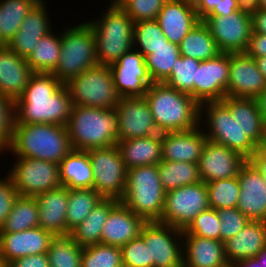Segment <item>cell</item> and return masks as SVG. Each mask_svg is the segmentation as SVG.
<instances>
[{"label": "cell", "mask_w": 266, "mask_h": 267, "mask_svg": "<svg viewBox=\"0 0 266 267\" xmlns=\"http://www.w3.org/2000/svg\"><path fill=\"white\" fill-rule=\"evenodd\" d=\"M73 107L65 84L52 73H34L15 101V124L65 126Z\"/></svg>", "instance_id": "cell-1"}, {"label": "cell", "mask_w": 266, "mask_h": 267, "mask_svg": "<svg viewBox=\"0 0 266 267\" xmlns=\"http://www.w3.org/2000/svg\"><path fill=\"white\" fill-rule=\"evenodd\" d=\"M144 98L159 133L196 129L202 123L200 105L189 94L164 82L152 83Z\"/></svg>", "instance_id": "cell-2"}, {"label": "cell", "mask_w": 266, "mask_h": 267, "mask_svg": "<svg viewBox=\"0 0 266 267\" xmlns=\"http://www.w3.org/2000/svg\"><path fill=\"white\" fill-rule=\"evenodd\" d=\"M18 157L57 163L72 150L66 126L53 124H14L11 145L7 148Z\"/></svg>", "instance_id": "cell-3"}, {"label": "cell", "mask_w": 266, "mask_h": 267, "mask_svg": "<svg viewBox=\"0 0 266 267\" xmlns=\"http://www.w3.org/2000/svg\"><path fill=\"white\" fill-rule=\"evenodd\" d=\"M65 126L74 150L106 148L118 142L116 108L73 105Z\"/></svg>", "instance_id": "cell-4"}, {"label": "cell", "mask_w": 266, "mask_h": 267, "mask_svg": "<svg viewBox=\"0 0 266 267\" xmlns=\"http://www.w3.org/2000/svg\"><path fill=\"white\" fill-rule=\"evenodd\" d=\"M165 194L158 164L140 166L127 170L125 192L120 201L146 222L162 223Z\"/></svg>", "instance_id": "cell-5"}, {"label": "cell", "mask_w": 266, "mask_h": 267, "mask_svg": "<svg viewBox=\"0 0 266 267\" xmlns=\"http://www.w3.org/2000/svg\"><path fill=\"white\" fill-rule=\"evenodd\" d=\"M95 37L99 65H112L124 53L132 50L134 21L123 8L109 6L100 20L87 22Z\"/></svg>", "instance_id": "cell-6"}, {"label": "cell", "mask_w": 266, "mask_h": 267, "mask_svg": "<svg viewBox=\"0 0 266 267\" xmlns=\"http://www.w3.org/2000/svg\"><path fill=\"white\" fill-rule=\"evenodd\" d=\"M61 34L60 60L52 74L63 84L98 65L95 37L86 22L65 28Z\"/></svg>", "instance_id": "cell-7"}, {"label": "cell", "mask_w": 266, "mask_h": 267, "mask_svg": "<svg viewBox=\"0 0 266 267\" xmlns=\"http://www.w3.org/2000/svg\"><path fill=\"white\" fill-rule=\"evenodd\" d=\"M74 106L116 108L118 93L108 65H96L70 79L66 84Z\"/></svg>", "instance_id": "cell-8"}, {"label": "cell", "mask_w": 266, "mask_h": 267, "mask_svg": "<svg viewBox=\"0 0 266 267\" xmlns=\"http://www.w3.org/2000/svg\"><path fill=\"white\" fill-rule=\"evenodd\" d=\"M204 110L209 126V132L204 130L207 140L225 145L249 160L258 146L244 134L228 107L222 101L205 102L200 105V118Z\"/></svg>", "instance_id": "cell-9"}, {"label": "cell", "mask_w": 266, "mask_h": 267, "mask_svg": "<svg viewBox=\"0 0 266 267\" xmlns=\"http://www.w3.org/2000/svg\"><path fill=\"white\" fill-rule=\"evenodd\" d=\"M93 171V189L103 198L121 200L124 196L127 168L116 145L86 150Z\"/></svg>", "instance_id": "cell-10"}, {"label": "cell", "mask_w": 266, "mask_h": 267, "mask_svg": "<svg viewBox=\"0 0 266 267\" xmlns=\"http://www.w3.org/2000/svg\"><path fill=\"white\" fill-rule=\"evenodd\" d=\"M16 161L8 176L19 195L35 197L62 186L57 163L27 157Z\"/></svg>", "instance_id": "cell-11"}, {"label": "cell", "mask_w": 266, "mask_h": 267, "mask_svg": "<svg viewBox=\"0 0 266 267\" xmlns=\"http://www.w3.org/2000/svg\"><path fill=\"white\" fill-rule=\"evenodd\" d=\"M208 208V194L203 181L176 188L165 194L162 223L184 230Z\"/></svg>", "instance_id": "cell-12"}, {"label": "cell", "mask_w": 266, "mask_h": 267, "mask_svg": "<svg viewBox=\"0 0 266 267\" xmlns=\"http://www.w3.org/2000/svg\"><path fill=\"white\" fill-rule=\"evenodd\" d=\"M140 237L149 248L153 267H183L184 247L180 241L184 240L183 230L160 222H147Z\"/></svg>", "instance_id": "cell-13"}, {"label": "cell", "mask_w": 266, "mask_h": 267, "mask_svg": "<svg viewBox=\"0 0 266 267\" xmlns=\"http://www.w3.org/2000/svg\"><path fill=\"white\" fill-rule=\"evenodd\" d=\"M220 52L244 53L253 32L252 16L239 10L228 16H207L202 20Z\"/></svg>", "instance_id": "cell-14"}, {"label": "cell", "mask_w": 266, "mask_h": 267, "mask_svg": "<svg viewBox=\"0 0 266 267\" xmlns=\"http://www.w3.org/2000/svg\"><path fill=\"white\" fill-rule=\"evenodd\" d=\"M114 85L122 98L144 97L151 80L145 57L132 49L109 66Z\"/></svg>", "instance_id": "cell-15"}, {"label": "cell", "mask_w": 266, "mask_h": 267, "mask_svg": "<svg viewBox=\"0 0 266 267\" xmlns=\"http://www.w3.org/2000/svg\"><path fill=\"white\" fill-rule=\"evenodd\" d=\"M230 53H219L216 57L201 61L196 69L194 100L199 104L221 101L226 97L229 81Z\"/></svg>", "instance_id": "cell-16"}, {"label": "cell", "mask_w": 266, "mask_h": 267, "mask_svg": "<svg viewBox=\"0 0 266 267\" xmlns=\"http://www.w3.org/2000/svg\"><path fill=\"white\" fill-rule=\"evenodd\" d=\"M118 141L158 134L154 118L144 97L121 98L116 106Z\"/></svg>", "instance_id": "cell-17"}, {"label": "cell", "mask_w": 266, "mask_h": 267, "mask_svg": "<svg viewBox=\"0 0 266 267\" xmlns=\"http://www.w3.org/2000/svg\"><path fill=\"white\" fill-rule=\"evenodd\" d=\"M265 88V77L255 59L245 53H230L226 96L256 99Z\"/></svg>", "instance_id": "cell-18"}, {"label": "cell", "mask_w": 266, "mask_h": 267, "mask_svg": "<svg viewBox=\"0 0 266 267\" xmlns=\"http://www.w3.org/2000/svg\"><path fill=\"white\" fill-rule=\"evenodd\" d=\"M246 162V158L225 145L207 140L198 161L199 176L204 183L233 178Z\"/></svg>", "instance_id": "cell-19"}, {"label": "cell", "mask_w": 266, "mask_h": 267, "mask_svg": "<svg viewBox=\"0 0 266 267\" xmlns=\"http://www.w3.org/2000/svg\"><path fill=\"white\" fill-rule=\"evenodd\" d=\"M238 180L237 209L250 221H266V186L261 173L247 160L240 169Z\"/></svg>", "instance_id": "cell-20"}, {"label": "cell", "mask_w": 266, "mask_h": 267, "mask_svg": "<svg viewBox=\"0 0 266 267\" xmlns=\"http://www.w3.org/2000/svg\"><path fill=\"white\" fill-rule=\"evenodd\" d=\"M55 236L41 227L20 232H0V258L10 263L33 254L47 253Z\"/></svg>", "instance_id": "cell-21"}, {"label": "cell", "mask_w": 266, "mask_h": 267, "mask_svg": "<svg viewBox=\"0 0 266 267\" xmlns=\"http://www.w3.org/2000/svg\"><path fill=\"white\" fill-rule=\"evenodd\" d=\"M156 21L168 41L179 45L201 20L194 9L193 0H167Z\"/></svg>", "instance_id": "cell-22"}, {"label": "cell", "mask_w": 266, "mask_h": 267, "mask_svg": "<svg viewBox=\"0 0 266 267\" xmlns=\"http://www.w3.org/2000/svg\"><path fill=\"white\" fill-rule=\"evenodd\" d=\"M147 222L119 201L110 211L101 232V244L122 247L140 236Z\"/></svg>", "instance_id": "cell-23"}, {"label": "cell", "mask_w": 266, "mask_h": 267, "mask_svg": "<svg viewBox=\"0 0 266 267\" xmlns=\"http://www.w3.org/2000/svg\"><path fill=\"white\" fill-rule=\"evenodd\" d=\"M199 127L187 131L162 133V161L198 164L207 141L204 131Z\"/></svg>", "instance_id": "cell-24"}, {"label": "cell", "mask_w": 266, "mask_h": 267, "mask_svg": "<svg viewBox=\"0 0 266 267\" xmlns=\"http://www.w3.org/2000/svg\"><path fill=\"white\" fill-rule=\"evenodd\" d=\"M34 73L25 58L6 45L0 47V94L16 101Z\"/></svg>", "instance_id": "cell-25"}, {"label": "cell", "mask_w": 266, "mask_h": 267, "mask_svg": "<svg viewBox=\"0 0 266 267\" xmlns=\"http://www.w3.org/2000/svg\"><path fill=\"white\" fill-rule=\"evenodd\" d=\"M69 189L65 186L36 195L39 210V227L54 236H66V211Z\"/></svg>", "instance_id": "cell-26"}, {"label": "cell", "mask_w": 266, "mask_h": 267, "mask_svg": "<svg viewBox=\"0 0 266 267\" xmlns=\"http://www.w3.org/2000/svg\"><path fill=\"white\" fill-rule=\"evenodd\" d=\"M43 2L45 1L40 0L27 14L19 30L7 45L19 57L27 59L37 41L52 31Z\"/></svg>", "instance_id": "cell-27"}, {"label": "cell", "mask_w": 266, "mask_h": 267, "mask_svg": "<svg viewBox=\"0 0 266 267\" xmlns=\"http://www.w3.org/2000/svg\"><path fill=\"white\" fill-rule=\"evenodd\" d=\"M183 267H230L220 240L183 235Z\"/></svg>", "instance_id": "cell-28"}, {"label": "cell", "mask_w": 266, "mask_h": 267, "mask_svg": "<svg viewBox=\"0 0 266 267\" xmlns=\"http://www.w3.org/2000/svg\"><path fill=\"white\" fill-rule=\"evenodd\" d=\"M266 246V221H249L234 237L224 242L225 257L232 265L255 257Z\"/></svg>", "instance_id": "cell-29"}, {"label": "cell", "mask_w": 266, "mask_h": 267, "mask_svg": "<svg viewBox=\"0 0 266 267\" xmlns=\"http://www.w3.org/2000/svg\"><path fill=\"white\" fill-rule=\"evenodd\" d=\"M239 123L244 134L257 146L266 139V123L261 115L257 99L226 96L221 100Z\"/></svg>", "instance_id": "cell-30"}, {"label": "cell", "mask_w": 266, "mask_h": 267, "mask_svg": "<svg viewBox=\"0 0 266 267\" xmlns=\"http://www.w3.org/2000/svg\"><path fill=\"white\" fill-rule=\"evenodd\" d=\"M116 146L127 169L155 165L162 161V133L118 141Z\"/></svg>", "instance_id": "cell-31"}, {"label": "cell", "mask_w": 266, "mask_h": 267, "mask_svg": "<svg viewBox=\"0 0 266 267\" xmlns=\"http://www.w3.org/2000/svg\"><path fill=\"white\" fill-rule=\"evenodd\" d=\"M60 182L68 189L93 188V171L87 151L72 150L59 164Z\"/></svg>", "instance_id": "cell-32"}, {"label": "cell", "mask_w": 266, "mask_h": 267, "mask_svg": "<svg viewBox=\"0 0 266 267\" xmlns=\"http://www.w3.org/2000/svg\"><path fill=\"white\" fill-rule=\"evenodd\" d=\"M119 202L113 198H103L90 214L74 228L70 236L81 247L101 243V232L111 209Z\"/></svg>", "instance_id": "cell-33"}, {"label": "cell", "mask_w": 266, "mask_h": 267, "mask_svg": "<svg viewBox=\"0 0 266 267\" xmlns=\"http://www.w3.org/2000/svg\"><path fill=\"white\" fill-rule=\"evenodd\" d=\"M180 56L205 61L221 53L207 25L201 20L179 44Z\"/></svg>", "instance_id": "cell-34"}, {"label": "cell", "mask_w": 266, "mask_h": 267, "mask_svg": "<svg viewBox=\"0 0 266 267\" xmlns=\"http://www.w3.org/2000/svg\"><path fill=\"white\" fill-rule=\"evenodd\" d=\"M40 0H2L0 2V43L8 45L27 14Z\"/></svg>", "instance_id": "cell-35"}, {"label": "cell", "mask_w": 266, "mask_h": 267, "mask_svg": "<svg viewBox=\"0 0 266 267\" xmlns=\"http://www.w3.org/2000/svg\"><path fill=\"white\" fill-rule=\"evenodd\" d=\"M61 36L52 31L40 38L26 59L35 73H52L59 64Z\"/></svg>", "instance_id": "cell-36"}, {"label": "cell", "mask_w": 266, "mask_h": 267, "mask_svg": "<svg viewBox=\"0 0 266 267\" xmlns=\"http://www.w3.org/2000/svg\"><path fill=\"white\" fill-rule=\"evenodd\" d=\"M39 227V210L35 197L18 195L0 232H20Z\"/></svg>", "instance_id": "cell-37"}, {"label": "cell", "mask_w": 266, "mask_h": 267, "mask_svg": "<svg viewBox=\"0 0 266 267\" xmlns=\"http://www.w3.org/2000/svg\"><path fill=\"white\" fill-rule=\"evenodd\" d=\"M103 197L93 188L69 189L66 211L67 235L90 214Z\"/></svg>", "instance_id": "cell-38"}, {"label": "cell", "mask_w": 266, "mask_h": 267, "mask_svg": "<svg viewBox=\"0 0 266 267\" xmlns=\"http://www.w3.org/2000/svg\"><path fill=\"white\" fill-rule=\"evenodd\" d=\"M158 171L165 192L201 181L198 164L195 163L161 161Z\"/></svg>", "instance_id": "cell-39"}, {"label": "cell", "mask_w": 266, "mask_h": 267, "mask_svg": "<svg viewBox=\"0 0 266 267\" xmlns=\"http://www.w3.org/2000/svg\"><path fill=\"white\" fill-rule=\"evenodd\" d=\"M179 56V45L168 41L153 49L152 53L145 57L147 70L153 83L164 82L170 76Z\"/></svg>", "instance_id": "cell-40"}, {"label": "cell", "mask_w": 266, "mask_h": 267, "mask_svg": "<svg viewBox=\"0 0 266 267\" xmlns=\"http://www.w3.org/2000/svg\"><path fill=\"white\" fill-rule=\"evenodd\" d=\"M82 249L70 235L55 236L47 251L50 267H81Z\"/></svg>", "instance_id": "cell-41"}, {"label": "cell", "mask_w": 266, "mask_h": 267, "mask_svg": "<svg viewBox=\"0 0 266 267\" xmlns=\"http://www.w3.org/2000/svg\"><path fill=\"white\" fill-rule=\"evenodd\" d=\"M205 184L210 208L218 210L237 207L240 195L238 176Z\"/></svg>", "instance_id": "cell-42"}, {"label": "cell", "mask_w": 266, "mask_h": 267, "mask_svg": "<svg viewBox=\"0 0 266 267\" xmlns=\"http://www.w3.org/2000/svg\"><path fill=\"white\" fill-rule=\"evenodd\" d=\"M168 39L163 34L156 20H143L134 23L133 46L139 45V51L144 57L152 53V50L166 44ZM141 49V50H140Z\"/></svg>", "instance_id": "cell-43"}, {"label": "cell", "mask_w": 266, "mask_h": 267, "mask_svg": "<svg viewBox=\"0 0 266 267\" xmlns=\"http://www.w3.org/2000/svg\"><path fill=\"white\" fill-rule=\"evenodd\" d=\"M200 61L194 58L179 56L176 65L172 67L170 76L164 81L170 87L189 94L194 99V81L196 69Z\"/></svg>", "instance_id": "cell-44"}, {"label": "cell", "mask_w": 266, "mask_h": 267, "mask_svg": "<svg viewBox=\"0 0 266 267\" xmlns=\"http://www.w3.org/2000/svg\"><path fill=\"white\" fill-rule=\"evenodd\" d=\"M81 267H123L120 247L101 243L83 247Z\"/></svg>", "instance_id": "cell-45"}, {"label": "cell", "mask_w": 266, "mask_h": 267, "mask_svg": "<svg viewBox=\"0 0 266 267\" xmlns=\"http://www.w3.org/2000/svg\"><path fill=\"white\" fill-rule=\"evenodd\" d=\"M220 224L217 210L208 208L192 220L183 230V235L220 240Z\"/></svg>", "instance_id": "cell-46"}, {"label": "cell", "mask_w": 266, "mask_h": 267, "mask_svg": "<svg viewBox=\"0 0 266 267\" xmlns=\"http://www.w3.org/2000/svg\"><path fill=\"white\" fill-rule=\"evenodd\" d=\"M123 267H153L148 246L139 236L120 247Z\"/></svg>", "instance_id": "cell-47"}, {"label": "cell", "mask_w": 266, "mask_h": 267, "mask_svg": "<svg viewBox=\"0 0 266 267\" xmlns=\"http://www.w3.org/2000/svg\"><path fill=\"white\" fill-rule=\"evenodd\" d=\"M15 124V101L0 94V152L11 145Z\"/></svg>", "instance_id": "cell-48"}, {"label": "cell", "mask_w": 266, "mask_h": 267, "mask_svg": "<svg viewBox=\"0 0 266 267\" xmlns=\"http://www.w3.org/2000/svg\"><path fill=\"white\" fill-rule=\"evenodd\" d=\"M220 219V241L234 237L250 221L237 207L217 210Z\"/></svg>", "instance_id": "cell-49"}, {"label": "cell", "mask_w": 266, "mask_h": 267, "mask_svg": "<svg viewBox=\"0 0 266 267\" xmlns=\"http://www.w3.org/2000/svg\"><path fill=\"white\" fill-rule=\"evenodd\" d=\"M167 0H132L123 9L135 22L156 20Z\"/></svg>", "instance_id": "cell-50"}, {"label": "cell", "mask_w": 266, "mask_h": 267, "mask_svg": "<svg viewBox=\"0 0 266 267\" xmlns=\"http://www.w3.org/2000/svg\"><path fill=\"white\" fill-rule=\"evenodd\" d=\"M7 178L0 179V229L9 216L13 204L18 197V192L14 188L12 180L7 175Z\"/></svg>", "instance_id": "cell-51"}, {"label": "cell", "mask_w": 266, "mask_h": 267, "mask_svg": "<svg viewBox=\"0 0 266 267\" xmlns=\"http://www.w3.org/2000/svg\"><path fill=\"white\" fill-rule=\"evenodd\" d=\"M244 53L252 58L266 57V35L253 31Z\"/></svg>", "instance_id": "cell-52"}, {"label": "cell", "mask_w": 266, "mask_h": 267, "mask_svg": "<svg viewBox=\"0 0 266 267\" xmlns=\"http://www.w3.org/2000/svg\"><path fill=\"white\" fill-rule=\"evenodd\" d=\"M9 267H50L47 253L20 257L9 263Z\"/></svg>", "instance_id": "cell-53"}, {"label": "cell", "mask_w": 266, "mask_h": 267, "mask_svg": "<svg viewBox=\"0 0 266 267\" xmlns=\"http://www.w3.org/2000/svg\"><path fill=\"white\" fill-rule=\"evenodd\" d=\"M220 0H193L194 9L200 20L206 18L215 7L219 4Z\"/></svg>", "instance_id": "cell-54"}, {"label": "cell", "mask_w": 266, "mask_h": 267, "mask_svg": "<svg viewBox=\"0 0 266 267\" xmlns=\"http://www.w3.org/2000/svg\"><path fill=\"white\" fill-rule=\"evenodd\" d=\"M249 161L259 172H266V139L257 147Z\"/></svg>", "instance_id": "cell-55"}, {"label": "cell", "mask_w": 266, "mask_h": 267, "mask_svg": "<svg viewBox=\"0 0 266 267\" xmlns=\"http://www.w3.org/2000/svg\"><path fill=\"white\" fill-rule=\"evenodd\" d=\"M238 11L237 0H220L217 7L208 16H228Z\"/></svg>", "instance_id": "cell-56"}, {"label": "cell", "mask_w": 266, "mask_h": 267, "mask_svg": "<svg viewBox=\"0 0 266 267\" xmlns=\"http://www.w3.org/2000/svg\"><path fill=\"white\" fill-rule=\"evenodd\" d=\"M253 31L266 35V9H259L252 16Z\"/></svg>", "instance_id": "cell-57"}, {"label": "cell", "mask_w": 266, "mask_h": 267, "mask_svg": "<svg viewBox=\"0 0 266 267\" xmlns=\"http://www.w3.org/2000/svg\"><path fill=\"white\" fill-rule=\"evenodd\" d=\"M237 2L238 10L249 16H253L259 10L258 0H237Z\"/></svg>", "instance_id": "cell-58"}, {"label": "cell", "mask_w": 266, "mask_h": 267, "mask_svg": "<svg viewBox=\"0 0 266 267\" xmlns=\"http://www.w3.org/2000/svg\"><path fill=\"white\" fill-rule=\"evenodd\" d=\"M230 267H263L261 261L256 257L242 259L240 261L234 262Z\"/></svg>", "instance_id": "cell-59"}, {"label": "cell", "mask_w": 266, "mask_h": 267, "mask_svg": "<svg viewBox=\"0 0 266 267\" xmlns=\"http://www.w3.org/2000/svg\"><path fill=\"white\" fill-rule=\"evenodd\" d=\"M256 99L259 104L261 115L266 123V88Z\"/></svg>", "instance_id": "cell-60"}, {"label": "cell", "mask_w": 266, "mask_h": 267, "mask_svg": "<svg viewBox=\"0 0 266 267\" xmlns=\"http://www.w3.org/2000/svg\"><path fill=\"white\" fill-rule=\"evenodd\" d=\"M258 69L261 71L266 80V57L254 58Z\"/></svg>", "instance_id": "cell-61"}, {"label": "cell", "mask_w": 266, "mask_h": 267, "mask_svg": "<svg viewBox=\"0 0 266 267\" xmlns=\"http://www.w3.org/2000/svg\"><path fill=\"white\" fill-rule=\"evenodd\" d=\"M132 0H111V7H115V8H124L129 2H131Z\"/></svg>", "instance_id": "cell-62"}, {"label": "cell", "mask_w": 266, "mask_h": 267, "mask_svg": "<svg viewBox=\"0 0 266 267\" xmlns=\"http://www.w3.org/2000/svg\"><path fill=\"white\" fill-rule=\"evenodd\" d=\"M263 267H266V246L255 256Z\"/></svg>", "instance_id": "cell-63"}, {"label": "cell", "mask_w": 266, "mask_h": 267, "mask_svg": "<svg viewBox=\"0 0 266 267\" xmlns=\"http://www.w3.org/2000/svg\"><path fill=\"white\" fill-rule=\"evenodd\" d=\"M259 9H266V0H258Z\"/></svg>", "instance_id": "cell-64"}, {"label": "cell", "mask_w": 266, "mask_h": 267, "mask_svg": "<svg viewBox=\"0 0 266 267\" xmlns=\"http://www.w3.org/2000/svg\"><path fill=\"white\" fill-rule=\"evenodd\" d=\"M0 267H9V264L4 262L1 258H0Z\"/></svg>", "instance_id": "cell-65"}, {"label": "cell", "mask_w": 266, "mask_h": 267, "mask_svg": "<svg viewBox=\"0 0 266 267\" xmlns=\"http://www.w3.org/2000/svg\"><path fill=\"white\" fill-rule=\"evenodd\" d=\"M260 173H261L262 179L264 181V185L266 186V172H260Z\"/></svg>", "instance_id": "cell-66"}]
</instances>
